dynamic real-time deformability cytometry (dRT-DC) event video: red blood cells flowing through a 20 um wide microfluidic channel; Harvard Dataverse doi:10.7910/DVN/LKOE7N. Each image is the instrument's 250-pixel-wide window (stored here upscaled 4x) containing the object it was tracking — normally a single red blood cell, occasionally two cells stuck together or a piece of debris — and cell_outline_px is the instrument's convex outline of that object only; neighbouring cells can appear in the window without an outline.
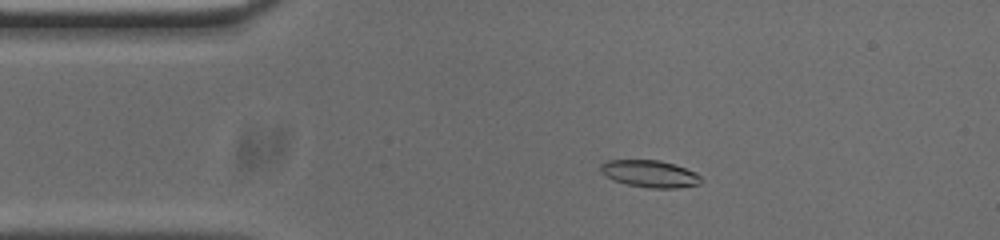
{"species": "common noctule bat (a hibernating species)", "species_latin": "Nyctalus noctula", "temperature_condition": "cold", "stored_images_in_passage": 53, "camera_frame_rate_fps": 3000, "um_per_image_px": 0.085, "animal": {"sex": "male", "body_mass_g": 20.0, "forearm_length_mm": 53.3}, "frame": {"image": 1, "passage_image": 9, "time_ms": 2.667, "image_size_px": [1000, 240], "cell_outline_px": [[704, 180], [700, 184], [676, 188], [648, 188], [628, 184], [604, 176], [600, 172], [600, 164], [608, 160], [660, 160], [696, 172]], "centroid_in_image_um": [55.24, 14.77], "position_along_channel_um": 29.8, "area_um2": 15.84}}
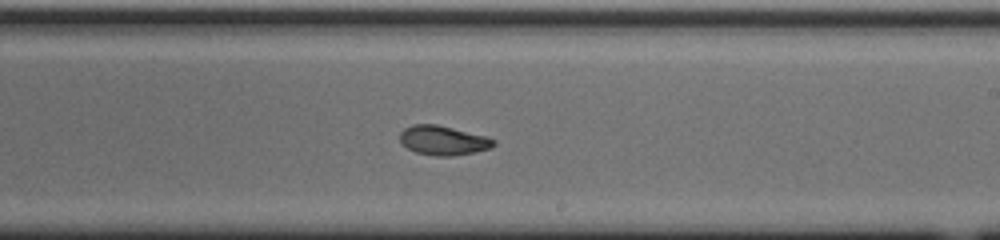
{"frame": {"image": 2, "passage_image": 30, "time_ms": 9.667, "image_size_px": [1000, 240], "cell_outline_px": [[496, 144], [492, 148], [452, 156], [436, 156], [416, 152], [400, 144], [400, 132], [404, 128], [412, 124], [436, 124], [488, 136], [496, 140]], "centroid_in_image_um": [37.67, 11.92], "position_along_channel_um": 251.3, "area_um2": 16.18}}
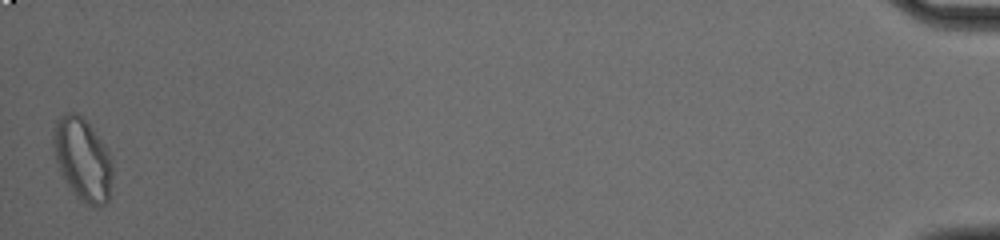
{"frame": {"image": 3, "passage_image": 53, "time_ms": 17.333, "image_size_px": [1000, 240], "cell_outline_px": [[112, 196], [100, 208], [92, 208], [80, 200], [76, 196], [60, 172], [56, 160], [52, 144], [52, 132], [56, 120], [64, 112], [76, 112], [92, 128], [108, 148], [112, 160]], "centroid_in_image_um": [7.04, 13.57], "position_along_channel_um": 428.2, "area_um2": 29.07}, "authors_computed_cell_mechanics": {"area_um2": 16.4152, "velocity_mm_per_s": 3.6958, "shape_relaxation_time_tau1_ms": 8.0514, "shape_relaxation_time_tau2_ms": 3.0046, "deformation_change_tau1": 0.2168, "deformation_change_tau2": 0.0746}}